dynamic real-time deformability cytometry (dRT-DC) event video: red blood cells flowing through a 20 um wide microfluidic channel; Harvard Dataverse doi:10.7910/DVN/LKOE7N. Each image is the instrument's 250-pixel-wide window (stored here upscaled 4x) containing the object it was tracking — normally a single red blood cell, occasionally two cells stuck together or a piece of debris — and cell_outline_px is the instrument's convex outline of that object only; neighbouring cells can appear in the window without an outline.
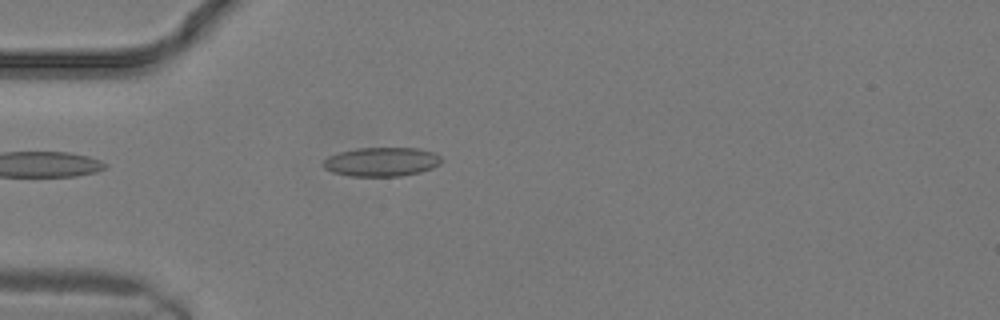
{"species": "common noctule bat (a hibernating species)", "species_latin": "Nyctalus noctula", "temperature_condition": "warm", "stored_images_in_passage": 11, "camera_frame_rate_fps": 3000, "um_per_image_px": 0.085, "animal": {"sex": "male", "body_mass_g": 19.2, "forearm_length_mm": 51.8}, "frame": {"image": 1, "passage_image": 1, "time_ms": 0.0, "image_size_px": [1000, 320], "cell_outline_px": [[444, 160], [440, 164], [432, 168], [420, 172], [400, 176], [348, 176], [332, 172], [324, 168], [320, 164], [328, 156], [340, 152], [356, 148], [416, 148], [432, 152], [440, 156]], "centroid_in_image_um": [32.41, 13.76], "position_along_channel_um": 52.6, "area_um2": 20.11}}
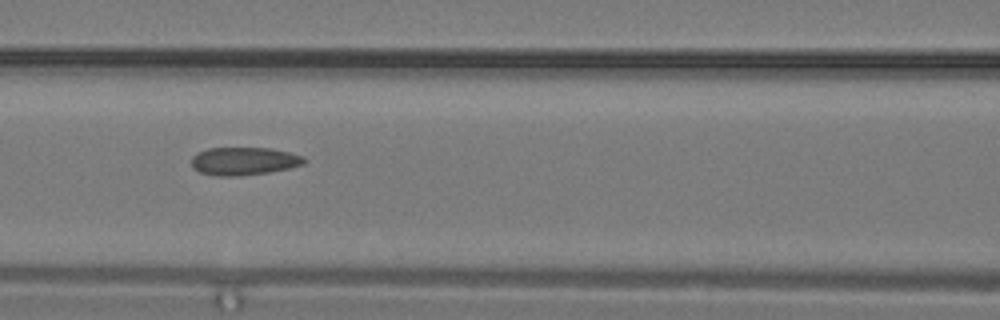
{"frame": {"image": 2, "passage_image": 5, "time_ms": 1.333, "image_size_px": [1000, 320], "cell_outline_px": [[308, 160], [304, 164], [288, 168], [268, 172], [240, 176], [216, 176], [200, 172], [192, 168], [192, 156], [208, 148], [272, 148], [304, 156]], "centroid_in_image_um": [20.75, 13.7], "position_along_channel_um": 145.8, "area_um2": 18.38}}
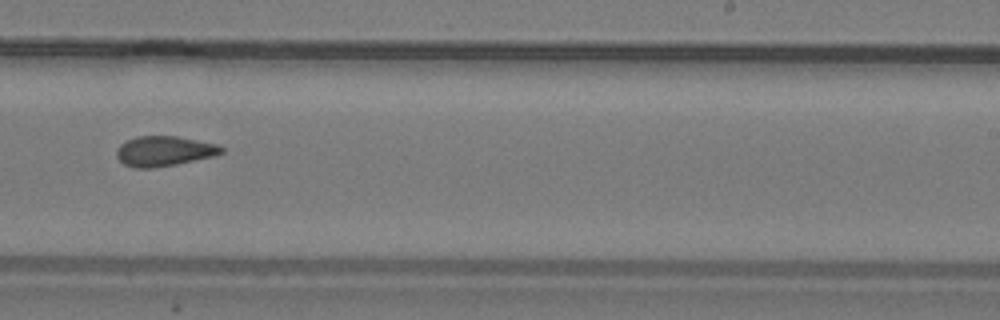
{"frame": {"image": 3, "passage_image": 10, "time_ms": 3.0, "image_size_px": [1000, 320], "cell_outline_px": [[224, 152], [216, 156], [176, 164], [152, 168], [136, 168], [124, 164], [116, 156], [116, 148], [120, 144], [136, 136], [176, 136], [216, 144], [224, 148]], "centroid_in_image_um": [13.95, 12.85], "position_along_channel_um": 275.1, "area_um2": 18.38}}